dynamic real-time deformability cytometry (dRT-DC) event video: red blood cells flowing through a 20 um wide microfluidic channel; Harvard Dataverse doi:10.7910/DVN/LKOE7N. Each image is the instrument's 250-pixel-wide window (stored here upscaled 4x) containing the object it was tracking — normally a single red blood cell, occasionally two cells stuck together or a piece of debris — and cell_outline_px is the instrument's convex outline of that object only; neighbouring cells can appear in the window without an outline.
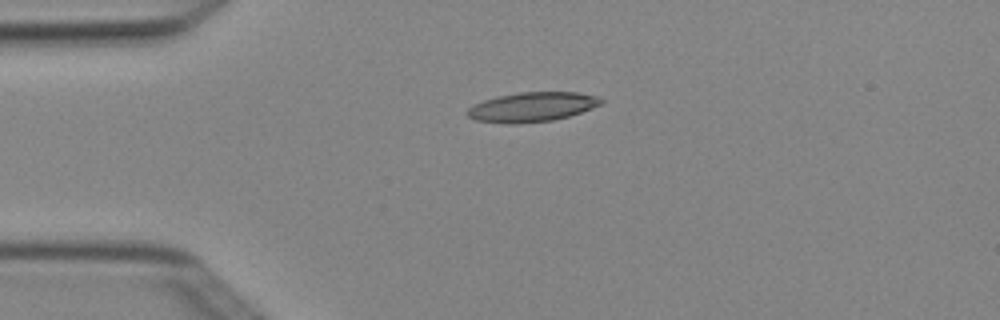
{"species": "Egyptian fruit bat (a non-hibernating species)", "species_latin": "Rousettus aegyptiacus", "temperature_condition": "cold", "stored_images_in_passage": 2, "camera_frame_rate_fps": 3000, "um_per_image_px": 0.085, "animal": {"sex": "female"}, "frame": {"image": 1, "passage_image": 1, "time_ms": 0.0, "image_size_px": [1000, 320], "cell_outline_px": [[604, 100], [600, 104], [592, 108], [568, 116], [552, 120], [520, 124], [508, 124], [476, 120], [468, 116], [464, 112], [472, 104], [496, 96], [520, 92], [576, 92], [600, 96]], "centroid_in_image_um": [45.19, 9.09], "position_along_channel_um": 39.8, "area_um2": 23.18}}